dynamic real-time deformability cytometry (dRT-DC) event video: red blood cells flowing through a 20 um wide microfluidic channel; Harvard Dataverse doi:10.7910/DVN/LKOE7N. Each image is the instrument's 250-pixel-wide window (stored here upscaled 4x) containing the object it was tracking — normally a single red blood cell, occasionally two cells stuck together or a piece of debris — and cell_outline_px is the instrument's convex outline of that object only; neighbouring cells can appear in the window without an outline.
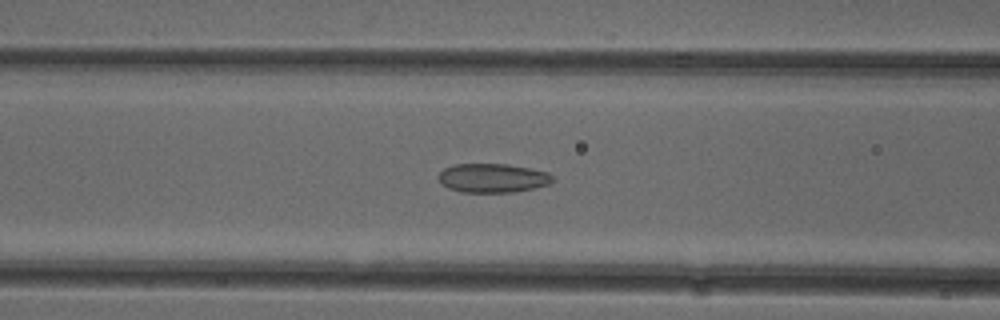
{"species": "common noctule bat (a hibernating species)", "species_latin": "Nyctalus noctula", "temperature_condition": "cold", "stored_images_in_passage": 40, "camera_frame_rate_fps": 3000, "um_per_image_px": 0.085, "animal": {"sex": "female"}, "frame": {"image": 1, "passage_image": 21, "time_ms": 6.667, "image_size_px": [1000, 320], "cell_outline_px": [[556, 180], [548, 184], [532, 188], [512, 192], [460, 192], [448, 188], [440, 184], [436, 176], [444, 168], [456, 164], [508, 164], [548, 172]], "centroid_in_image_um": [41.83, 15.13], "position_along_channel_um": 124.8, "area_um2": 19.36}}
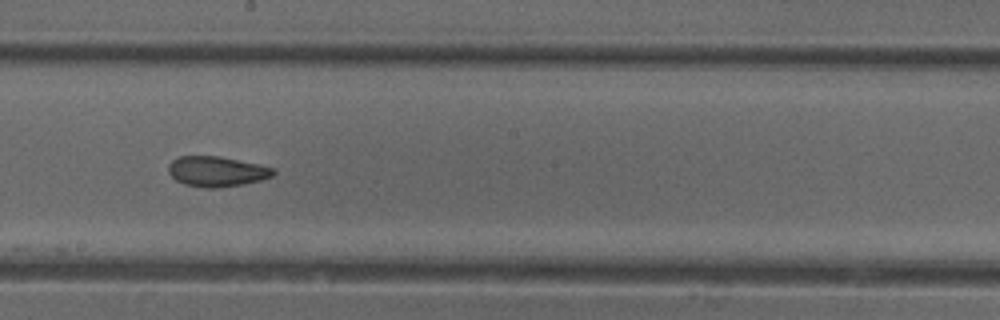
{"frame": {"image": 2, "passage_image": 29, "time_ms": 9.333, "image_size_px": [1000, 320], "cell_outline_px": [[276, 172], [272, 176], [260, 180], [240, 184], [216, 188], [208, 188], [184, 184], [176, 180], [168, 172], [168, 164], [172, 160], [180, 156], [220, 156], [260, 164], [276, 168]], "centroid_in_image_um": [18.43, 14.56], "position_along_channel_um": 229.8, "area_um2": 18.5}}
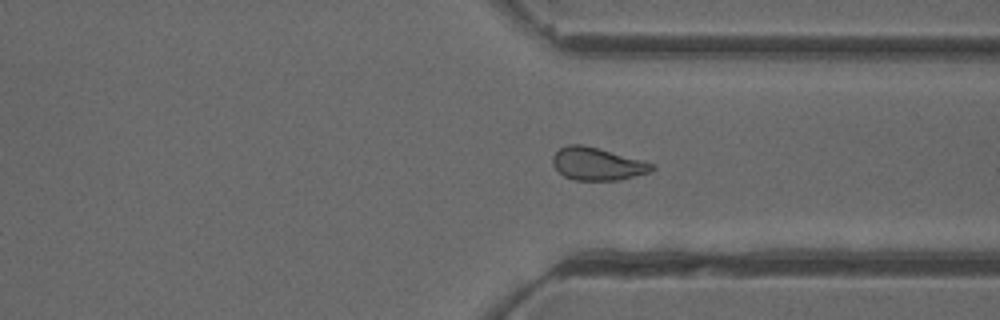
{"frame": {"image": 3, "passage_image": 39, "time_ms": 12.667, "image_size_px": [1000, 320], "cell_outline_px": [[656, 168], [648, 172], [616, 180], [576, 180], [564, 176], [552, 164], [552, 156], [560, 148], [568, 144], [584, 144], [644, 160], [656, 164]], "centroid_in_image_um": [50.77, 13.91], "position_along_channel_um": 360.6, "area_um2": 18.9}}